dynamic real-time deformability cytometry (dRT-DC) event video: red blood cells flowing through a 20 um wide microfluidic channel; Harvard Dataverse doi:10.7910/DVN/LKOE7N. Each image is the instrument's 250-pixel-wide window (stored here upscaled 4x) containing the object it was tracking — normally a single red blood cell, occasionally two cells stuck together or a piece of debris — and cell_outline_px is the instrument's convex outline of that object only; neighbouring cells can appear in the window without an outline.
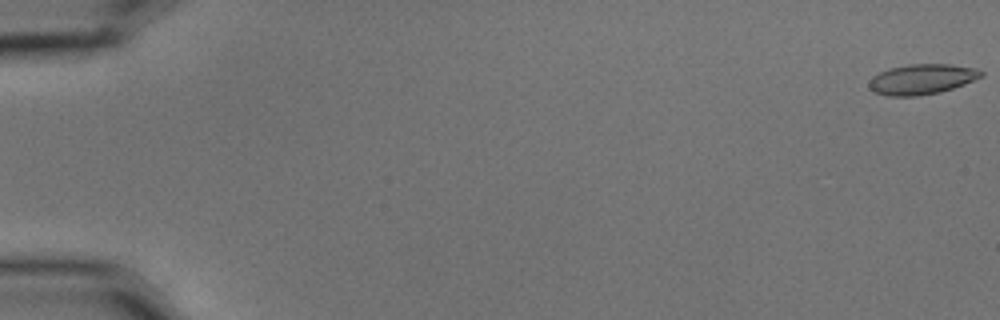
{"species": "common noctule bat (a hibernating species)", "species_latin": "Nyctalus noctula", "temperature_condition": "cold", "stored_images_in_passage": 5, "camera_frame_rate_fps": 3000, "um_per_image_px": 0.085, "animal": {"sex": "male", "body_mass_g": 15.6}, "frame": {"image": 1, "passage_image": 1, "time_ms": 0.0, "image_size_px": [1000, 320], "cell_outline_px": [[984, 76], [964, 84], [940, 92], [916, 96], [888, 96], [872, 92], [868, 88], [868, 84], [872, 76], [888, 68], [908, 64], [952, 64], [976, 68], [984, 72]], "centroid_in_image_um": [78.34, 6.73], "position_along_channel_um": 6.7, "area_um2": 20.0}}
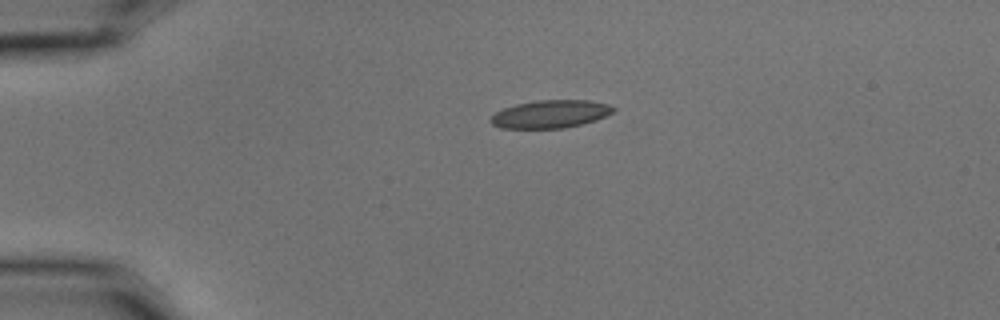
{"frame": {"image": 2, "passage_image": 4, "time_ms": 1.0, "image_size_px": [1000, 320], "cell_outline_px": [[616, 112], [596, 120], [564, 128], [500, 128], [492, 124], [488, 120], [496, 112], [504, 108], [516, 104], [536, 100], [588, 100], [608, 104], [616, 108]], "centroid_in_image_um": [46.8, 9.69], "position_along_channel_um": 38.2, "area_um2": 20.0}}
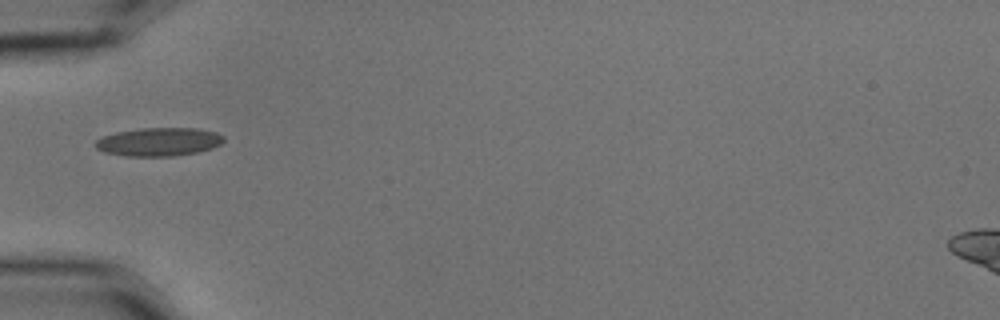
{"frame": {"image": 3, "passage_image": 5, "time_ms": 1.333, "image_size_px": [1000, 320], "cell_outline_px": [[224, 140], [220, 144], [212, 148], [196, 152], [172, 156], [124, 156], [104, 152], [96, 148], [92, 144], [96, 140], [104, 136], [116, 132], [140, 128], [196, 128], [216, 132], [224, 136]], "centroid_in_image_um": [13.47, 12.05], "position_along_channel_um": 71.5, "area_um2": 21.27}}